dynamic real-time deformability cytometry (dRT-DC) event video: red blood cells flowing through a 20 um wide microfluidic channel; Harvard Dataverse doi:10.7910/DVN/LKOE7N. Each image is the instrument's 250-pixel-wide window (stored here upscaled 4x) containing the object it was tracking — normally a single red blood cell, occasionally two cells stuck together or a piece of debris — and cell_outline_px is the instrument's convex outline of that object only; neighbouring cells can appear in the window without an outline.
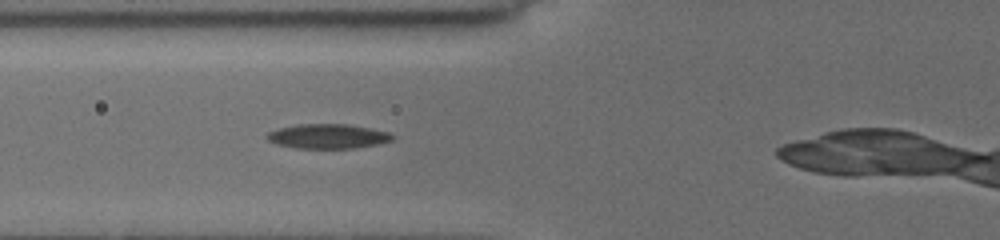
{"species": "common noctule bat (a hibernating species)", "species_latin": "Nyctalus noctula", "temperature_condition": "cold", "stored_images_in_passage": 4, "camera_frame_rate_fps": 3000, "um_per_image_px": 0.085, "animal": {"sex": "female", "body_mass_g": 19.5, "forearm_length_mm": 54.1}, "frame": {"image": 1, "passage_image": 4, "time_ms": 2.667, "image_size_px": [1000, 240], "cell_outline_px": [[396, 136], [392, 140], [376, 144], [356, 148], [296, 148], [276, 144], [268, 140], [264, 136], [268, 132], [280, 128], [300, 124], [348, 124], [388, 132]], "centroid_in_image_um": [27.85, 11.58], "position_along_channel_um": 98.0, "area_um2": 17.86}}